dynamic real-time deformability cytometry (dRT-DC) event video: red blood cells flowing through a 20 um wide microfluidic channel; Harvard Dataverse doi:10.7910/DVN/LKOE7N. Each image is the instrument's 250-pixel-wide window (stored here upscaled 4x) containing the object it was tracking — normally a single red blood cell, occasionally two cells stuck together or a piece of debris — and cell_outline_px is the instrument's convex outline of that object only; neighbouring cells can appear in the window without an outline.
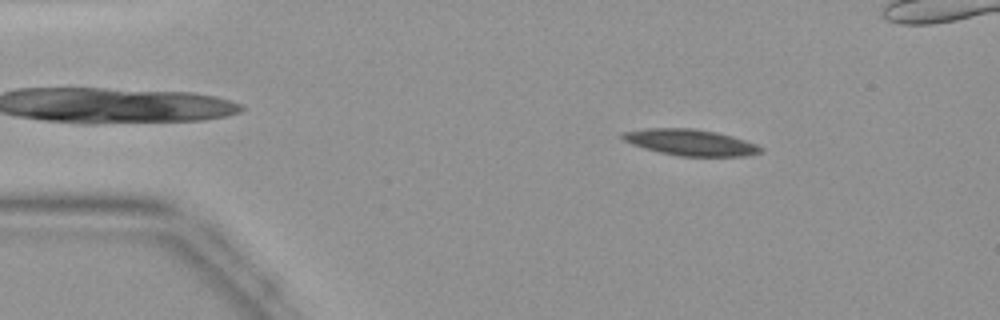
{"species": "common noctule bat (a hibernating species)", "species_latin": "Nyctalus noctula", "temperature_condition": "warm", "stored_images_in_passage": 46, "camera_frame_rate_fps": 3000, "um_per_image_px": 0.085, "animal": {"sex": "female", "body_mass_g": 19.9}, "frame": {"image": 1, "passage_image": 7, "time_ms": 2.0, "image_size_px": [1000, 320], "cell_outline_px": [[764, 152], [744, 156], [680, 156], [660, 152], [644, 148], [632, 144], [624, 140], [620, 136], [624, 132], [648, 128], [692, 128], [716, 132], [732, 136], [756, 144], [764, 148]], "centroid_in_image_um": [58.72, 12.11], "position_along_channel_um": 26.3, "area_um2": 20.98}}
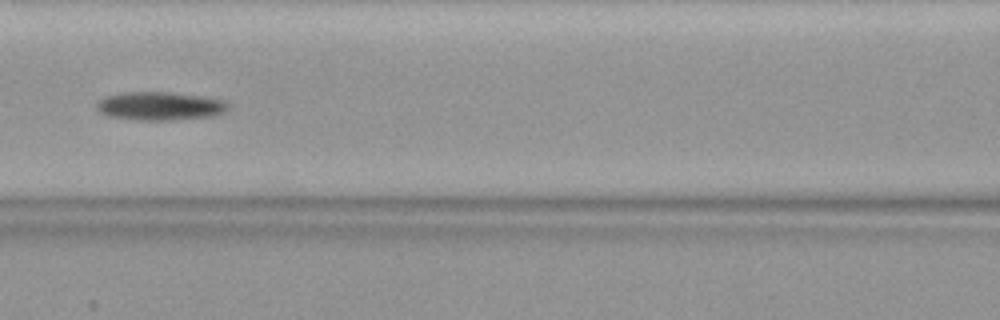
{"frame": {"image": 2, "passage_image": 20, "time_ms": 6.333, "image_size_px": [1000, 320], "cell_outline_px": [[228, 108], [224, 112], [216, 116], [176, 120], [136, 120], [112, 116], [100, 112], [96, 108], [96, 100], [104, 96], [124, 92], [168, 92], [200, 96], [224, 100], [228, 104]], "centroid_in_image_um": [13.58, 9.01], "position_along_channel_um": 153.0, "area_um2": 21.91}}
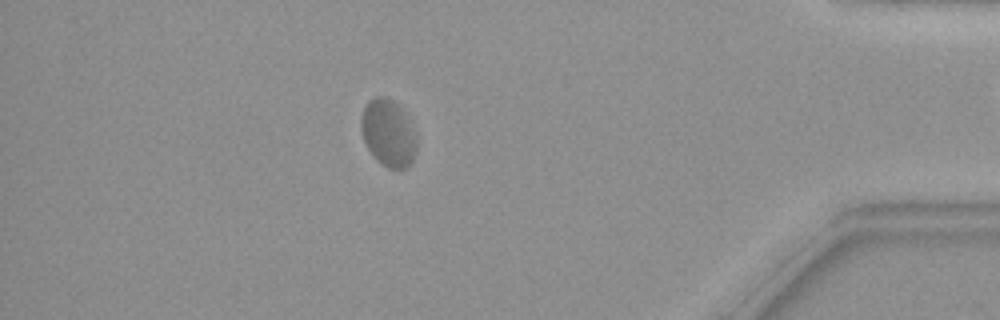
{"frame": {"image": 3, "passage_image": 40, "time_ms": 13.0, "image_size_px": [1000, 320], "cell_outline_px": [[416, 152], [408, 168], [388, 168], [380, 164], [372, 156], [364, 140], [360, 128], [360, 120], [364, 104], [368, 100], [376, 96], [384, 96], [392, 100], [408, 116], [416, 136]], "centroid_in_image_um": [32.98, 11.3], "position_along_channel_um": 402.2, "area_um2": 21.96}}